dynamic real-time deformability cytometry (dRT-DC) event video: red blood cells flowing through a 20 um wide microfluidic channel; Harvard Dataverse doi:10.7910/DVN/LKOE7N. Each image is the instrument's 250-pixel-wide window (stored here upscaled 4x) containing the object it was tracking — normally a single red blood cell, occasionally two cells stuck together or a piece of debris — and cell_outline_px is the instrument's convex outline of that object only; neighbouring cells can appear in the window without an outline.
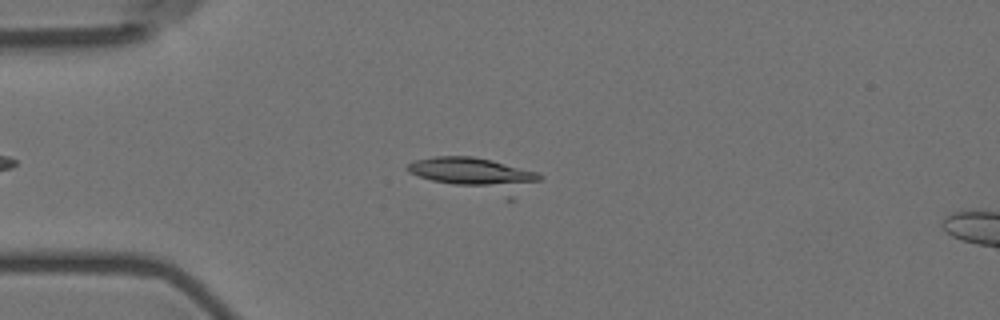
{"species": "Egyptian fruit bat (a non-hibernating species)", "species_latin": "Rousettus aegyptiacus", "temperature_condition": "room temperature", "stored_images_in_passage": 6, "camera_frame_rate_fps": 3000, "um_per_image_px": 0.085, "animal": {"sex": "female"}, "frame": {"image": 1, "passage_image": 5, "time_ms": 4.667, "image_size_px": [1000, 320], "cell_outline_px": [[544, 176], [540, 180], [516, 200], [504, 200], [432, 180], [408, 172], [404, 168], [408, 164], [416, 160], [432, 156], [472, 156], [492, 160], [540, 172]], "centroid_in_image_um": [40.57, 14.89], "position_along_channel_um": 44.4, "area_um2": 26.76}}